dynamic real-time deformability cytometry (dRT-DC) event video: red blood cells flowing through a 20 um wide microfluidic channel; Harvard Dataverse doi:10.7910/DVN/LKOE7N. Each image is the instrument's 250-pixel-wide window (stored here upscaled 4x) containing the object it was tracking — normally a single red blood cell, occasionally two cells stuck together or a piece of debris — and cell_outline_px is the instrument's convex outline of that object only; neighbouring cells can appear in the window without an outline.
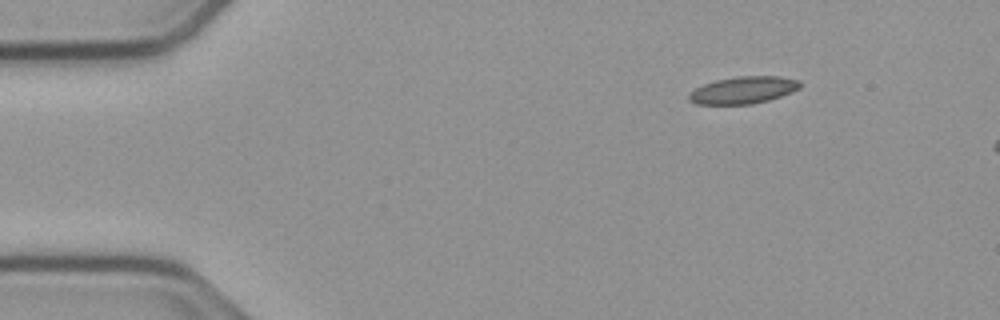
{"species": "common noctule bat (a hibernating species)", "species_latin": "Nyctalus noctula", "temperature_condition": "cold", "stored_images_in_passage": 6, "camera_frame_rate_fps": 3000, "um_per_image_px": 0.085, "animal": {"sex": "male", "body_mass_g": 23.1, "forearm_length_mm": 52.7}, "frame": {"image": 1, "passage_image": 1, "time_ms": 0.0, "image_size_px": [1000, 320], "cell_outline_px": [[800, 88], [792, 92], [768, 100], [752, 104], [696, 104], [688, 100], [688, 92], [704, 84], [716, 80], [736, 76], [780, 76], [800, 80]], "centroid_in_image_um": [63.17, 7.65], "position_along_channel_um": 21.8, "area_um2": 17.63}}